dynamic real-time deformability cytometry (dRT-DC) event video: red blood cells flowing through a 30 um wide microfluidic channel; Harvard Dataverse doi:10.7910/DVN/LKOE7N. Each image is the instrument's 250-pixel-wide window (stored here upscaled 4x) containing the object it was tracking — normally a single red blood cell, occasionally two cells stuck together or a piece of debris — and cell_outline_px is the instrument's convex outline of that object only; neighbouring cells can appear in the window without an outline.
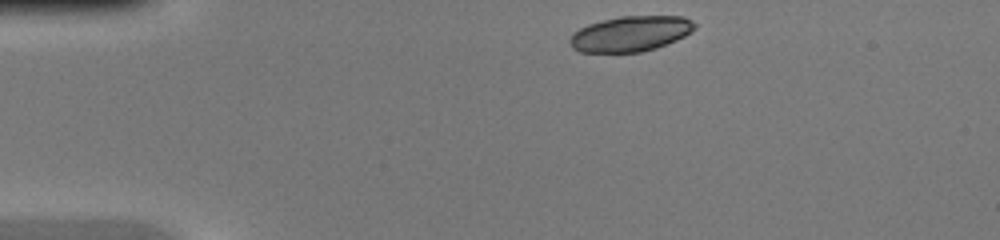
{"species": "common noctule bat (a hibernating species)", "species_latin": "Nyctalus noctula", "temperature_condition": "warm", "stored_images_in_passage": 38, "camera_frame_rate_fps": 3000, "um_per_image_px": 0.085, "animal": {"sex": "female", "body_mass_g": 20.0, "forearm_length_mm": 54.0}, "frame": {"image": 1, "passage_image": 1, "time_ms": 0.0, "image_size_px": [1000, 240], "cell_outline_px": [[696, 28], [684, 36], [676, 40], [656, 48], [640, 52], [580, 52], [572, 48], [568, 40], [572, 32], [588, 24], [620, 16], [684, 16], [692, 20], [696, 24]], "centroid_in_image_um": [53.58, 2.86], "position_along_channel_um": 31.4, "area_um2": 25.84}}
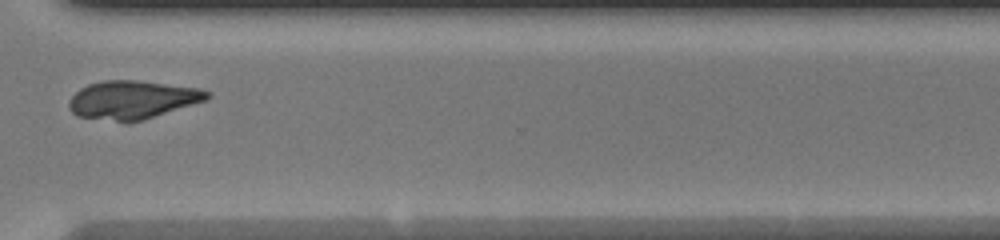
{"frame": {"image": 2, "passage_image": 27, "time_ms": 8.667, "image_size_px": [1000, 240], "cell_outline_px": [[212, 96], [208, 100], [144, 120], [128, 124], [76, 116], [68, 108], [68, 100], [80, 88], [88, 84], [100, 80], [136, 80], [200, 88], [208, 92]], "centroid_in_image_um": [11.24, 8.5], "position_along_channel_um": 359.4, "area_um2": 31.56}}
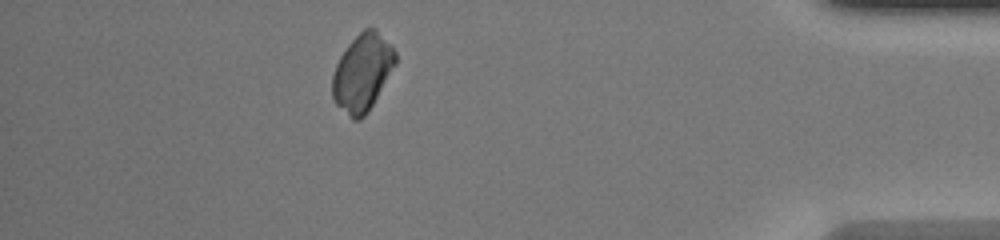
{"frame": {"image": 3, "passage_image": 33, "time_ms": 10.667, "image_size_px": [1000, 240], "cell_outline_px": [[396, 64], [368, 112], [360, 120], [352, 120], [336, 104], [332, 96], [332, 76], [336, 64], [340, 56], [348, 44], [364, 28], [376, 28], [396, 52]], "centroid_in_image_um": [30.79, 6.18], "position_along_channel_um": 404.4, "area_um2": 28.26}}